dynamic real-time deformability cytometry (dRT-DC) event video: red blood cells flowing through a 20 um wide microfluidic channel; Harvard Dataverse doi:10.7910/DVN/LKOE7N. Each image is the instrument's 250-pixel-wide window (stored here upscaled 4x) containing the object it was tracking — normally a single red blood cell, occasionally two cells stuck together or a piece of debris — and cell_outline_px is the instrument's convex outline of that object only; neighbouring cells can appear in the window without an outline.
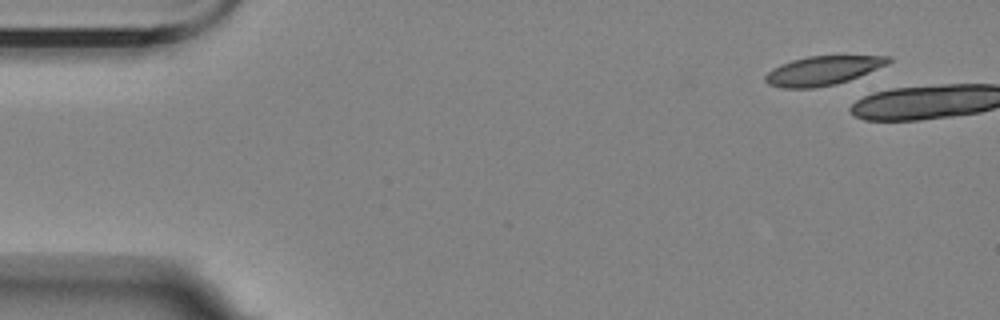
{"species": "Egyptian fruit bat (a non-hibernating species)", "species_latin": "Rousettus aegyptiacus", "temperature_condition": "room temperature", "stored_images_in_passage": 2, "camera_frame_rate_fps": 3000, "um_per_image_px": 0.085, "animal": {"sex": "female"}, "frame": {"image": 1, "passage_image": 2, "time_ms": 2.0, "image_size_px": [1000, 320], "cell_outline_px": [[892, 60], [888, 64], [848, 80], [836, 84], [812, 88], [780, 88], [768, 84], [764, 80], [764, 76], [772, 68], [780, 64], [792, 60], [808, 56], [892, 56]], "centroid_in_image_um": [69.89, 6.0], "position_along_channel_um": 15.1, "area_um2": 20.75}}